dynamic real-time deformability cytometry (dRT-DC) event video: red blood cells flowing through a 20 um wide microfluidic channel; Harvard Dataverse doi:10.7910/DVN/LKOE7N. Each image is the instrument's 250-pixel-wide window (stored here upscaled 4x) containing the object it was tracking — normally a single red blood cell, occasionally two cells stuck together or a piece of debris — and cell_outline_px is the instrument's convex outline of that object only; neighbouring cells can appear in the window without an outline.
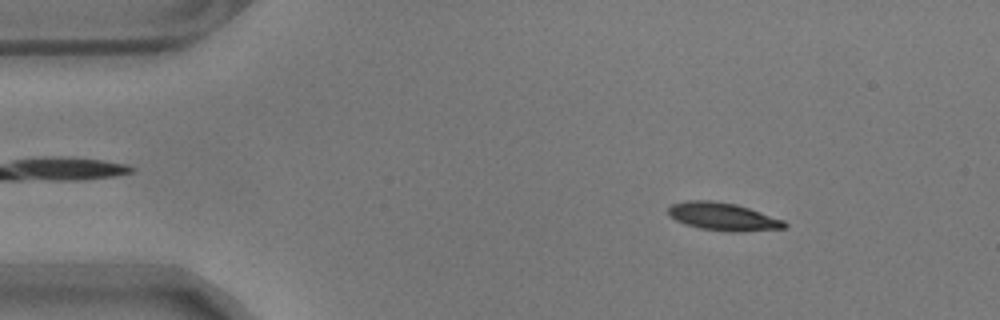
{"species": "common noctule bat (a hibernating species)", "species_latin": "Nyctalus noctula", "temperature_condition": "warm", "stored_images_in_passage": 56, "camera_frame_rate_fps": 3000, "um_per_image_px": 0.085, "animal": {"sex": "male", "body_mass_g": 17.9}, "frame": {"image": 1, "passage_image": 7, "time_ms": 2.0, "image_size_px": [1000, 320], "cell_outline_px": [[788, 224], [784, 228], [740, 232], [728, 232], [700, 228], [684, 224], [668, 216], [668, 208], [672, 204], [688, 200], [712, 200], [736, 204], [784, 220]], "centroid_in_image_um": [61.43, 18.41], "position_along_channel_um": 23.6, "area_um2": 18.9}}
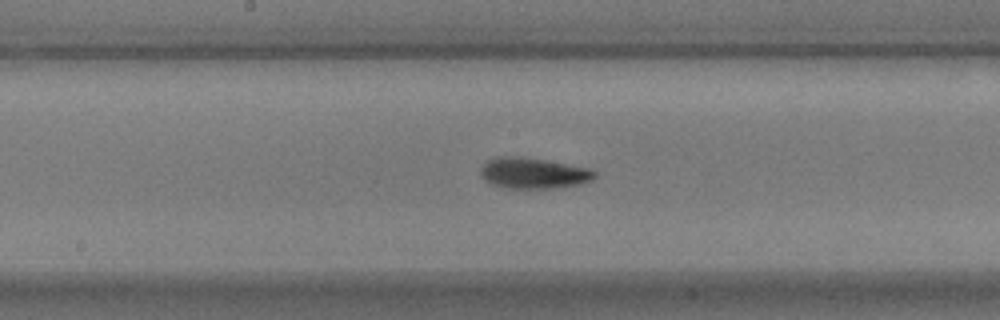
{"frame": {"image": 2, "passage_image": 28, "time_ms": 9.0, "image_size_px": [1000, 320], "cell_outline_px": [[596, 176], [592, 180], [580, 184], [556, 188], [508, 188], [492, 184], [484, 180], [480, 176], [480, 168], [488, 160], [496, 156], [520, 156], [544, 160], [588, 168], [596, 172]], "centroid_in_image_um": [45.3, 14.72], "position_along_channel_um": 202.9, "area_um2": 20.52}}
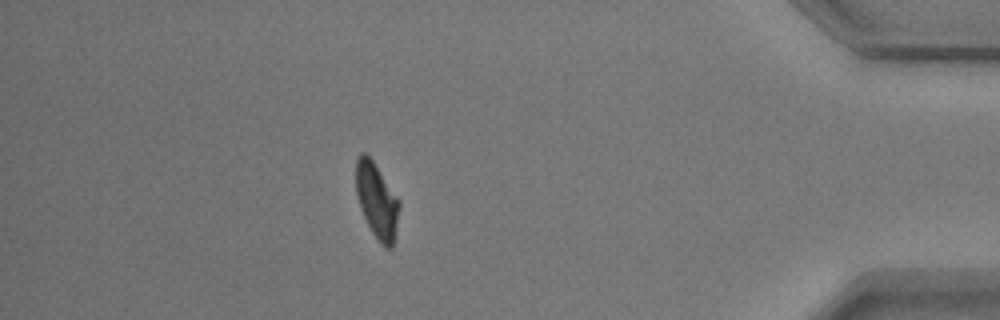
{"frame": {"image": 3, "passage_image": 49, "time_ms": 16.0, "image_size_px": [1000, 320], "cell_outline_px": [[400, 208], [392, 248], [384, 248], [380, 244], [372, 232], [360, 208], [356, 196], [356, 156], [360, 152], [364, 152], [372, 160], [400, 200]], "centroid_in_image_um": [32.02, 17.05], "position_along_channel_um": 403.2, "area_um2": 19.02}, "authors_computed_cell_mechanics": {"area_um2": 19.2474, "velocity_mm_per_s": 3.5306, "shape_relaxation_time_tau1_ms": 4.1388, "shape_relaxation_time_tau2_ms": 2.704, "deformation_change_tau1": 0.1687, "deformation_change_tau2": 0.0857}}